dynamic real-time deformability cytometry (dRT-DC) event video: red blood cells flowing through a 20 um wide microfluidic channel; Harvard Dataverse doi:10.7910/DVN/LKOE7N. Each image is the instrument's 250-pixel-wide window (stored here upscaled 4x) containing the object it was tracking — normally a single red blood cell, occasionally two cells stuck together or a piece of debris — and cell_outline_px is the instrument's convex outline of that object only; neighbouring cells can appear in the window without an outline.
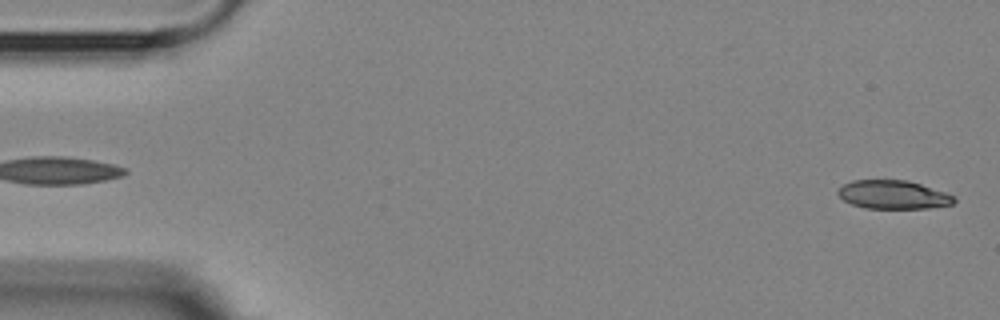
{"species": "Egyptian fruit bat (a non-hibernating species)", "species_latin": "Rousettus aegyptiacus", "temperature_condition": "room temperature", "stored_images_in_passage": 4, "segment_of_instrument_passage": [2, 2], "camera_frame_rate_fps": 3000, "um_per_image_px": 0.085, "animal": {"sex": "female"}, "frame": {"image": 1, "passage_image": 4, "time_ms": 4.0, "image_size_px": [1000, 320], "cell_outline_px": [[956, 200], [952, 204], [928, 208], [864, 208], [852, 204], [844, 200], [836, 192], [844, 184], [852, 180], [908, 180], [956, 196]], "centroid_in_image_um": [75.92, 16.54], "position_along_channel_um": 9.1, "area_um2": 19.19}}